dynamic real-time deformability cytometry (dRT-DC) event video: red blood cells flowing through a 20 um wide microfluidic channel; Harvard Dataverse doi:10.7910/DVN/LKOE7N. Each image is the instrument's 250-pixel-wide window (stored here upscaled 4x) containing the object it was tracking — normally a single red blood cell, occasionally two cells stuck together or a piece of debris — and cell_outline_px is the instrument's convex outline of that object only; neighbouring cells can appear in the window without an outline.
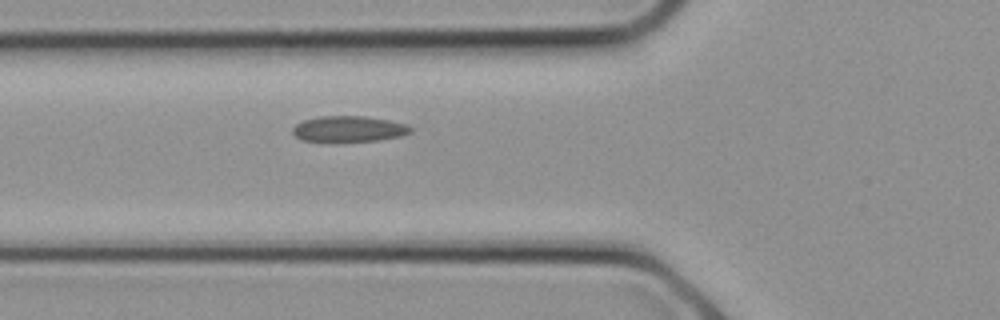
{"species": "common noctule bat (a hibernating species)", "species_latin": "Nyctalus noctula", "temperature_condition": "cold", "stored_images_in_passage": 3, "camera_frame_rate_fps": 3000, "um_per_image_px": 0.085, "animal": {"sex": "female", "body_mass_g": 21.9}, "frame": {"image": 1, "passage_image": 3, "time_ms": 0.667, "image_size_px": [1000, 320], "cell_outline_px": [[412, 132], [400, 136], [380, 140], [300, 140], [292, 132], [292, 128], [296, 124], [304, 120], [320, 116], [364, 116], [388, 120], [408, 124], [412, 128]], "centroid_in_image_um": [29.68, 10.93], "position_along_channel_um": 96.1, "area_um2": 17.4}}